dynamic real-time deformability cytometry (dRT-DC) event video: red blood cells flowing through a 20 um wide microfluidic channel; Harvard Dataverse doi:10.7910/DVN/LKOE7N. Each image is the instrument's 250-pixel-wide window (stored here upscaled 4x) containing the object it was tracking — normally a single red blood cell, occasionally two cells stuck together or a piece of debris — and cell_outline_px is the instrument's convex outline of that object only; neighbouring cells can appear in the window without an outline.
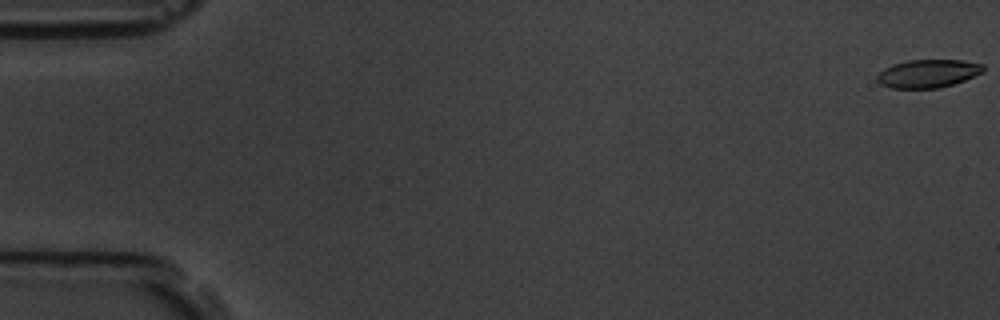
{"species": "common noctule bat (a hibernating species)", "species_latin": "Nyctalus noctula", "temperature_condition": "room temperature", "stored_images_in_passage": 5, "camera_frame_rate_fps": 3000, "um_per_image_px": 0.085, "animal": {"sex": "male", "body_mass_g": 19.5, "forearm_length_mm": 54.6}, "frame": {"image": 1, "passage_image": 1, "time_ms": 0.0, "image_size_px": [1000, 320], "cell_outline_px": [[984, 72], [964, 80], [940, 88], [892, 88], [880, 84], [876, 80], [876, 76], [884, 68], [892, 64], [908, 60], [964, 60], [984, 64]], "centroid_in_image_um": [78.88, 6.24], "position_along_channel_um": 6.1, "area_um2": 17.51}}
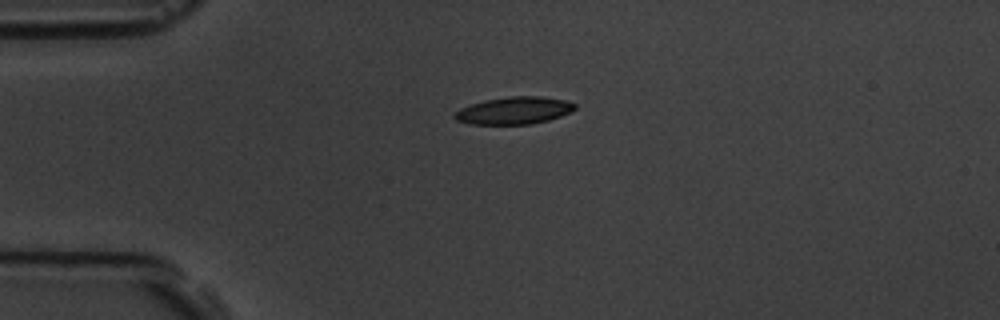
{"frame": {"image": 2, "passage_image": 4, "time_ms": 4.333, "image_size_px": [1000, 320], "cell_outline_px": [[576, 108], [560, 116], [548, 120], [532, 124], [472, 124], [456, 120], [452, 116], [460, 108], [484, 100], [508, 96], [540, 96], [564, 100], [576, 104]], "centroid_in_image_um": [43.68, 9.39], "position_along_channel_um": 41.3, "area_um2": 19.02}}